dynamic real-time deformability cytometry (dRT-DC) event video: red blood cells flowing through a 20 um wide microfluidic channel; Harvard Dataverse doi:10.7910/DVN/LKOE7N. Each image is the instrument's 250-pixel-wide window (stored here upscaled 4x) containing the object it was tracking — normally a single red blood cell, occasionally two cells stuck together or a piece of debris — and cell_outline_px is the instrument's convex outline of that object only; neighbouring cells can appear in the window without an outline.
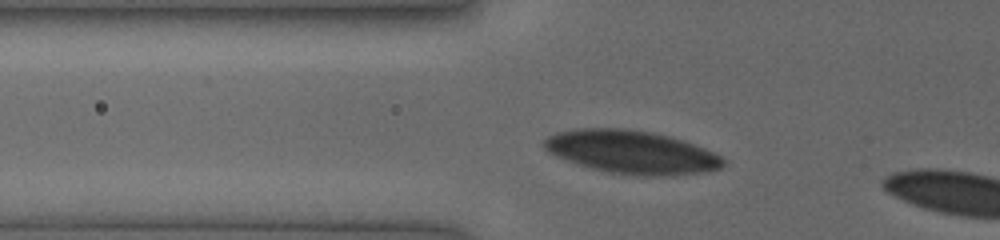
{"species": "human", "species_latin": "Homo sapiens", "temperature_condition": "cold", "stored_images_in_passage": 4, "camera_frame_rate_fps": 3000, "um_per_image_px": 0.085, "donor": {"sex": "female"}, "frame": {"image": 1, "passage_image": 2, "time_ms": 0.667, "image_size_px": [1000, 240], "cell_outline_px": [[724, 164], [720, 168], [708, 172], [672, 176], [640, 176], [608, 172], [576, 164], [556, 156], [548, 152], [544, 148], [544, 140], [548, 136], [556, 132], [580, 128], [624, 128], [652, 132], [684, 140], [704, 148], [720, 156], [724, 160]], "centroid_in_image_um": [53.69, 12.93], "position_along_channel_um": 72.1, "area_um2": 45.26}}